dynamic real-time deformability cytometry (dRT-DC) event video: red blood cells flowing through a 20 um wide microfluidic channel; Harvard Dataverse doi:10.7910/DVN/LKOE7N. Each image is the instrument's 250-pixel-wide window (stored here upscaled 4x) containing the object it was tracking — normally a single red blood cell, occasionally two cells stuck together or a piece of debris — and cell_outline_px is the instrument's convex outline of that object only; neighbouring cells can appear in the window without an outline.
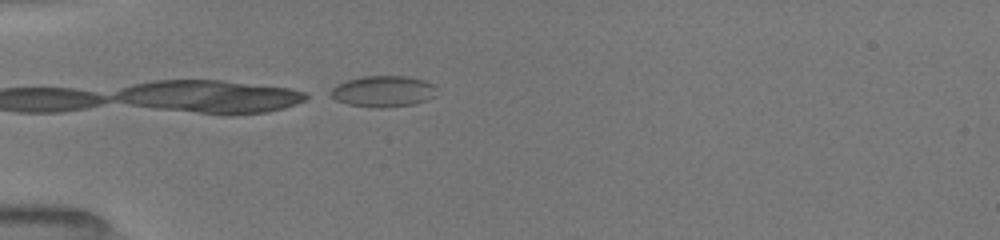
{"species": "common noctule bat (a hibernating species)", "species_latin": "Nyctalus noctula", "temperature_condition": "room temperature", "stored_images_in_passage": 9, "camera_frame_rate_fps": 3000, "um_per_image_px": 0.085, "animal": {"sex": "female", "body_mass_g": 19.5, "forearm_length_mm": 54.1}, "frame": {"image": 1, "passage_image": 1, "time_ms": 0.0, "image_size_px": [1000, 240], "cell_outline_px": [[436, 96], [428, 100], [412, 104], [380, 108], [376, 108], [348, 104], [336, 100], [328, 96], [328, 92], [336, 84], [360, 76], [408, 76], [424, 80], [432, 84]], "centroid_in_image_um": [32.52, 7.76], "position_along_channel_um": 52.5, "area_um2": 19.36}}
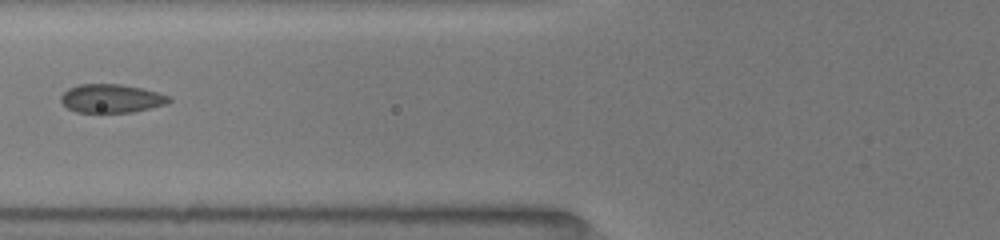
{"frame": {"image": 2, "passage_image": 4, "time_ms": 2.0, "image_size_px": [1000, 240], "cell_outline_px": [[172, 100], [168, 104], [132, 112], [76, 112], [68, 108], [60, 100], [60, 96], [68, 88], [80, 84], [120, 84], [144, 88], [172, 96]], "centroid_in_image_um": [9.51, 8.36], "position_along_channel_um": 116.3, "area_um2": 18.15}}
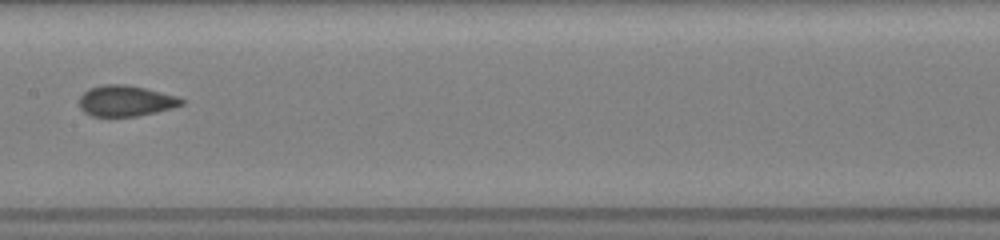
{"frame": {"image": 3, "passage_image": 7, "time_ms": 4.0, "image_size_px": [1000, 240], "cell_outline_px": [[184, 104], [172, 108], [156, 112], [136, 116], [92, 116], [84, 112], [80, 108], [80, 96], [88, 88], [104, 84], [124, 84], [144, 88], [176, 96], [184, 100]], "centroid_in_image_um": [10.66, 8.57], "position_along_channel_um": 196.7, "area_um2": 18.26}}